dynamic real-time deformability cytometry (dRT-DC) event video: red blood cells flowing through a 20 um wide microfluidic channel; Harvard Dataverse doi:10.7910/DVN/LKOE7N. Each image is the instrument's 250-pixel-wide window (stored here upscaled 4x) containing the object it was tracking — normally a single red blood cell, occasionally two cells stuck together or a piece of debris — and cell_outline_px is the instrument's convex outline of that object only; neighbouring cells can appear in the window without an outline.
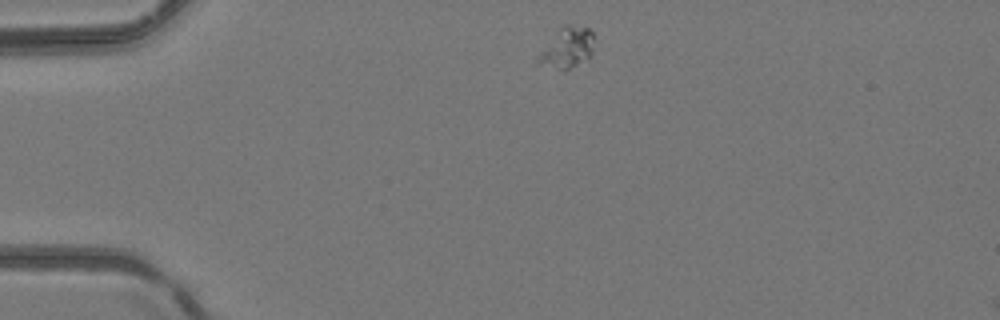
{"species": "common noctule bat (a hibernating species)", "species_latin": "Nyctalus noctula", "temperature_condition": "room temperature", "stored_images_in_passage": 2, "camera_frame_rate_fps": 3000, "um_per_image_px": 0.085, "animal": {"sex": "female", "body_mass_g": 24.6, "forearm_length_mm": 56.2}, "frame": {"image": 1, "passage_image": 1, "time_ms": 0.0, "image_size_px": [1000, 320], "cell_outline_px": [[592, 52], [588, 60], [568, 68], [560, 68], [532, 64], [536, 56], [560, 28], [564, 24], [568, 24], [588, 28], [592, 32]], "centroid_in_image_um": [48.16, 4.07], "position_along_channel_um": 36.8, "area_um2": 13.06}}